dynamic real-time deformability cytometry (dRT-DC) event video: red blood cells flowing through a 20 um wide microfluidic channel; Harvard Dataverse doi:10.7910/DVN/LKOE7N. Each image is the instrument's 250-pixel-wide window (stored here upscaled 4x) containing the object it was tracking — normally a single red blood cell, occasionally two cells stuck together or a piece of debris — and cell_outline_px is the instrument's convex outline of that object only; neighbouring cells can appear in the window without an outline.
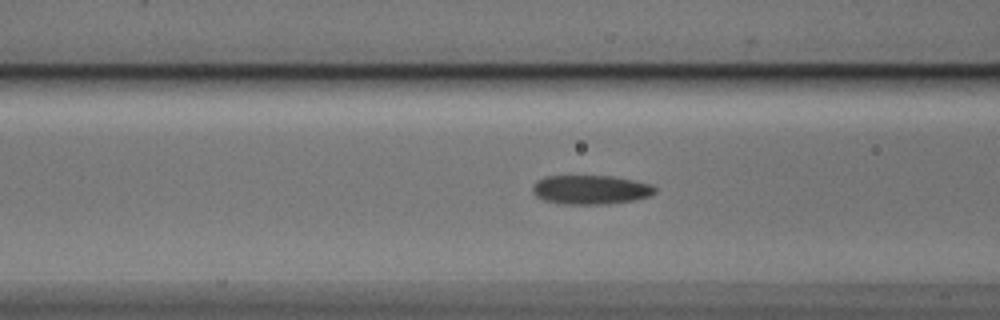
{"species": "Egyptian fruit bat (a non-hibernating species)", "species_latin": "Rousettus aegyptiacus", "temperature_condition": "cold", "stored_images_in_passage": 54, "camera_frame_rate_fps": 3000, "um_per_image_px": 0.085, "animal": {"sex": "male"}, "frame": {"image": 1, "passage_image": 21, "time_ms": 6.667, "image_size_px": [1000, 320], "cell_outline_px": [[656, 192], [652, 196], [636, 200], [608, 204], [564, 204], [544, 200], [536, 196], [532, 192], [532, 184], [536, 180], [544, 176], [612, 176], [652, 184], [656, 188]], "centroid_in_image_um": [50.21, 16.12], "position_along_channel_um": 116.4, "area_um2": 21.04}}
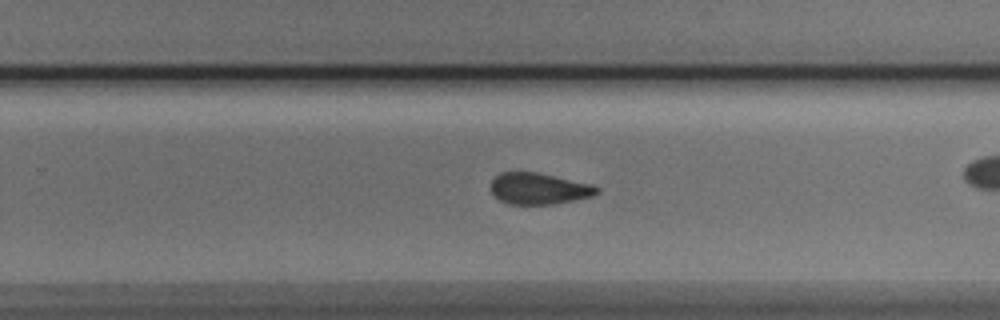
{"frame": {"image": 2, "passage_image": 34, "time_ms": 11.0, "image_size_px": [1000, 320], "cell_outline_px": [[600, 192], [592, 196], [576, 200], [556, 204], [508, 204], [500, 200], [492, 192], [492, 180], [500, 172], [536, 172], [592, 184], [600, 188]], "centroid_in_image_um": [45.84, 16.04], "position_along_channel_um": 284.0, "area_um2": 19.36}}
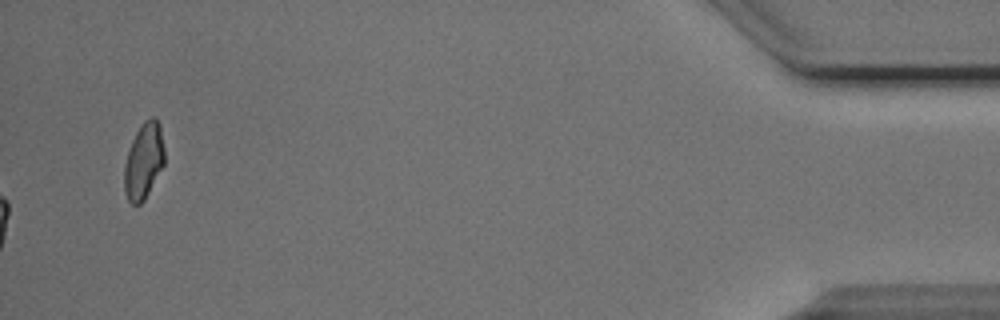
{"frame": {"image": 3, "passage_image": 54, "time_ms": 17.667, "image_size_px": [1000, 320], "cell_outline_px": [[164, 164], [144, 200], [140, 204], [132, 204], [128, 200], [124, 192], [124, 164], [132, 140], [136, 132], [144, 120], [152, 116], [156, 116], [160, 124], [164, 148]], "centroid_in_image_um": [12.22, 13.66], "position_along_channel_um": 423.0, "area_um2": 17.86}, "authors_computed_cell_mechanics": {"area_um2": 20.0277, "velocity_mm_per_s": 3.8722, "shape_relaxation_time_tau1_ms": 6.1563, "shape_relaxation_time_tau2_ms": 2.9084, "deformation_change_tau1": 0.1348, "deformation_change_tau2": 0.0999}}